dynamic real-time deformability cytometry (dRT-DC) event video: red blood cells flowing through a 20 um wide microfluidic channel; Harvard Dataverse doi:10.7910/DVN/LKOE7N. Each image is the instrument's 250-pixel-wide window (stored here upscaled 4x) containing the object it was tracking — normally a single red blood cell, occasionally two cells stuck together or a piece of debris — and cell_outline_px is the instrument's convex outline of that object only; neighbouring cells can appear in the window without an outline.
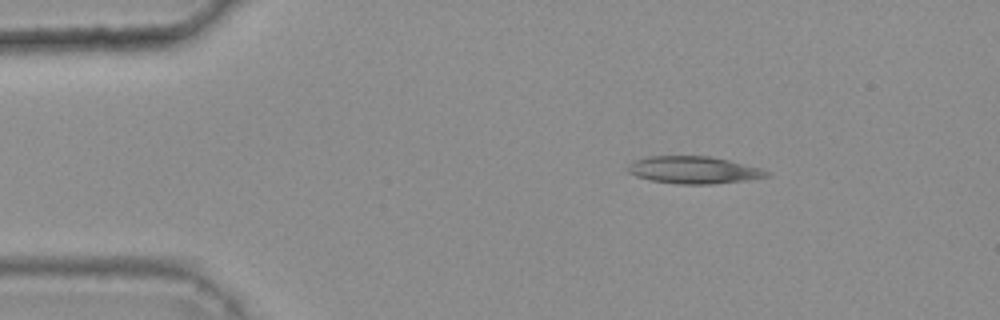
{"species": "common noctule bat (a hibernating species)", "species_latin": "Nyctalus noctula", "temperature_condition": "warm", "stored_images_in_passage": 40, "camera_frame_rate_fps": 3000, "um_per_image_px": 0.085, "animal": {"sex": "female", "body_mass_g": 25.1}, "frame": {"image": 1, "passage_image": 1, "time_ms": 0.0, "image_size_px": [1000, 320], "cell_outline_px": [[768, 176], [744, 180], [712, 184], [680, 184], [652, 180], [636, 176], [628, 172], [628, 164], [632, 160], [648, 156], [708, 156], [728, 160], [760, 168], [768, 172]], "centroid_in_image_um": [58.9, 14.44], "position_along_channel_um": 26.1, "area_um2": 21.79}}
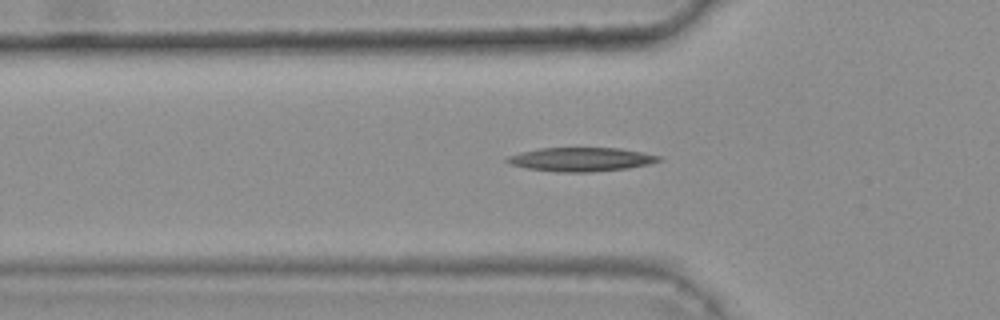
{"frame": {"image": 2, "passage_image": 10, "time_ms": 3.0, "image_size_px": [1000, 320], "cell_outline_px": [[664, 160], [648, 164], [628, 168], [588, 172], [560, 172], [528, 168], [512, 164], [504, 160], [508, 156], [520, 152], [540, 148], [620, 148], [660, 156]], "centroid_in_image_um": [49.4, 13.54], "position_along_channel_um": 76.4, "area_um2": 20.87}}
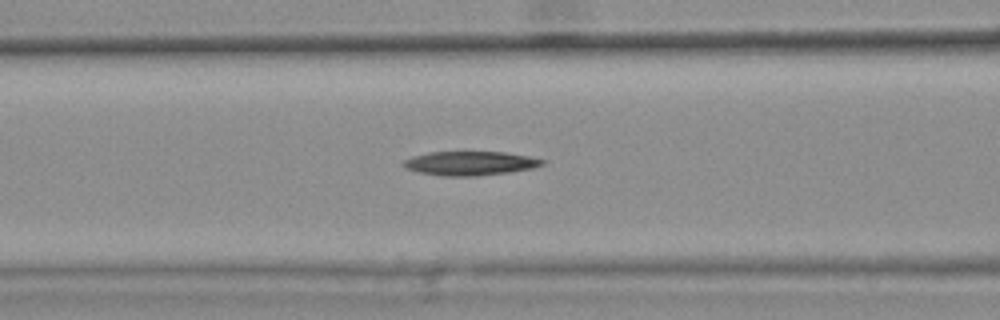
{"frame": {"image": 3, "passage_image": 14, "time_ms": 4.333, "image_size_px": [1000, 320], "cell_outline_px": [[548, 160], [544, 164], [532, 168], [508, 172], [476, 176], [444, 176], [420, 172], [404, 168], [400, 164], [404, 160], [412, 156], [428, 152], [504, 152], [528, 156]], "centroid_in_image_um": [39.94, 13.87], "position_along_channel_um": 126.7, "area_um2": 19.48}}